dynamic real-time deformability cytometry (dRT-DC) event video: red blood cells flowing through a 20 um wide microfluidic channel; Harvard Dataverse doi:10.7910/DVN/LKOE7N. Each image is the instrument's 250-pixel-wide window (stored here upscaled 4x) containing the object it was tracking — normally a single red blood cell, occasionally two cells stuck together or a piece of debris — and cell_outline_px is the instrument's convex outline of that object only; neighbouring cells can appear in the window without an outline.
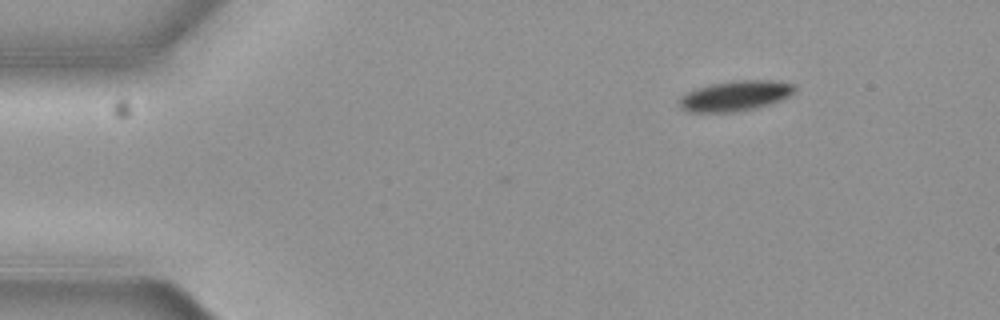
{"species": "common noctule bat (a hibernating species)", "species_latin": "Nyctalus noctula", "temperature_condition": "cold", "stored_images_in_passage": 2, "camera_frame_rate_fps": 3000, "um_per_image_px": 0.085, "animal": {"sex": "female", "body_mass_g": 19.3, "forearm_length_mm": 54.1}, "frame": {"image": 1, "passage_image": 2, "time_ms": 0.333, "image_size_px": [1000, 320], "cell_outline_px": [[796, 88], [788, 96], [780, 100], [768, 104], [752, 108], [732, 112], [688, 112], [680, 104], [680, 96], [696, 88], [712, 84], [736, 80], [772, 80], [792, 84]], "centroid_in_image_um": [62.48, 8.14], "position_along_channel_um": 22.5, "area_um2": 19.88}}